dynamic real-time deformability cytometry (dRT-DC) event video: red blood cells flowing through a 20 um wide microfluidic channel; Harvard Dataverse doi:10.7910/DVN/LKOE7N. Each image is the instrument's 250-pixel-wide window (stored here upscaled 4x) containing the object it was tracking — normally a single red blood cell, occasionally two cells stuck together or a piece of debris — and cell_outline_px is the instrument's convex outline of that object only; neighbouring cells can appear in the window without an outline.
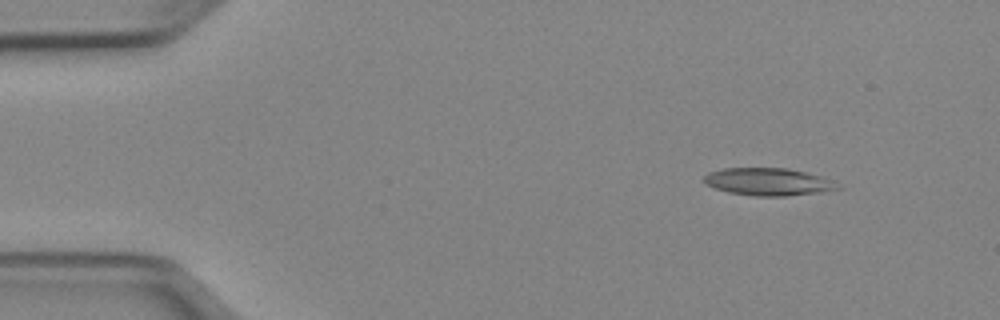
{"species": "Egyptian fruit bat (a non-hibernating species)", "species_latin": "Rousettus aegyptiacus", "temperature_condition": "cold", "stored_images_in_passage": 46, "camera_frame_rate_fps": 3000, "um_per_image_px": 0.085, "animal": {"sex": "female"}, "frame": {"image": 1, "passage_image": 1, "time_ms": 0.0, "image_size_px": [1000, 320], "cell_outline_px": [[844, 188], [824, 192], [784, 196], [756, 196], [728, 192], [716, 188], [708, 184], [704, 180], [704, 176], [708, 172], [724, 168], [788, 168], [824, 176]], "centroid_in_image_um": [65.37, 15.45], "position_along_channel_um": 19.6, "area_um2": 21.5}}
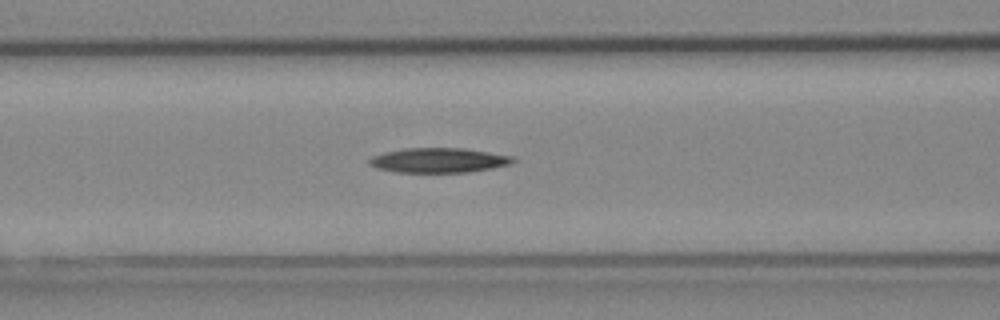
{"frame": {"image": 2, "passage_image": 16, "time_ms": 5.0, "image_size_px": [1000, 320], "cell_outline_px": [[516, 160], [512, 164], [492, 168], [468, 172], [392, 172], [376, 168], [368, 164], [368, 160], [372, 156], [384, 152], [404, 148], [464, 148], [516, 156]], "centroid_in_image_um": [37.3, 13.62], "position_along_channel_um": 129.3, "area_um2": 20.98}}
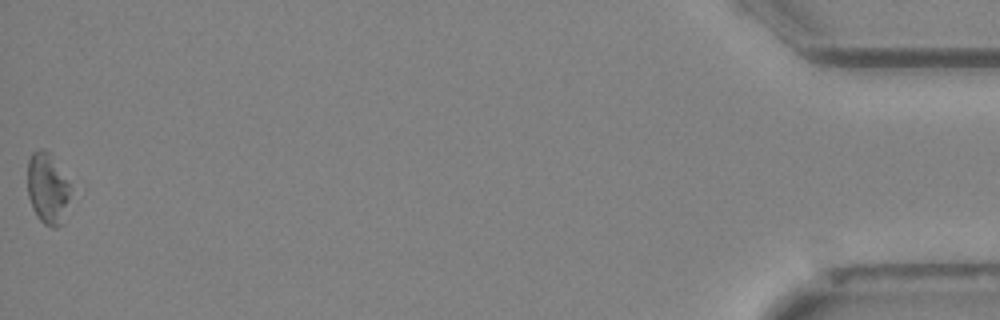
{"frame": {"image": 3, "passage_image": 46, "time_ms": 15.0, "image_size_px": [1000, 320], "cell_outline_px": [[68, 200], [64, 224], [56, 228], [52, 228], [44, 224], [36, 216], [32, 208], [28, 196], [28, 160], [32, 152], [40, 148], [44, 148], [48, 152], [68, 184]], "centroid_in_image_um": [4.0, 16.08], "position_along_channel_um": 431.2, "area_um2": 17.46}}